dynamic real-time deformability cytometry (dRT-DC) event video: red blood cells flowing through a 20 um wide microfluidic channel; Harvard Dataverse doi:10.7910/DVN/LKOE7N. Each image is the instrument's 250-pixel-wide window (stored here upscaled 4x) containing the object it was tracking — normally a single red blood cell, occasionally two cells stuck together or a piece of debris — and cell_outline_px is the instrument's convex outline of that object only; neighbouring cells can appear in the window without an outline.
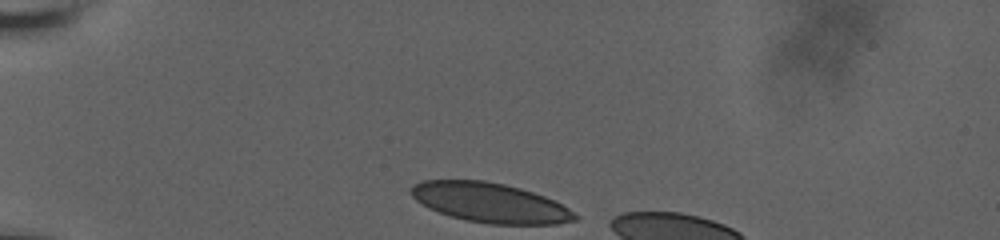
{"species": "human", "species_latin": "Homo sapiens", "temperature_condition": "room temperature", "stored_images_in_passage": 10, "camera_frame_rate_fps": 3000, "um_per_image_px": 0.085, "donor": {"sex": "male"}, "frame": {"image": 1, "passage_image": 1, "time_ms": 0.0, "image_size_px": [1000, 240], "cell_outline_px": [[580, 216], [576, 220], [556, 224], [488, 224], [464, 220], [428, 208], [416, 200], [412, 196], [408, 188], [412, 184], [424, 180], [484, 180], [504, 184], [520, 188], [544, 196], [576, 212]], "centroid_in_image_um": [41.64, 17.23], "position_along_channel_um": 43.4, "area_um2": 37.92}}
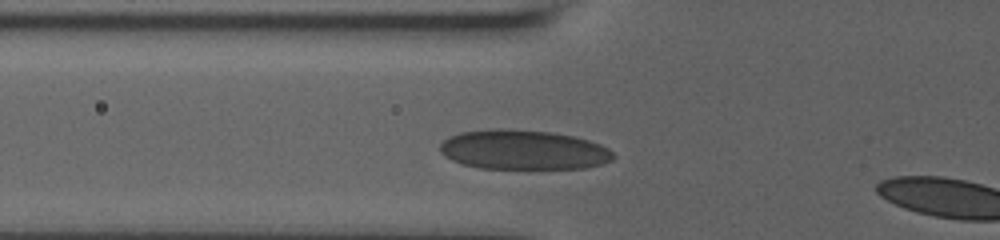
{"frame": {"image": 2, "passage_image": 8, "time_ms": 2.333, "image_size_px": [1000, 240], "cell_outline_px": [[616, 156], [612, 160], [600, 164], [584, 168], [480, 168], [464, 164], [452, 160], [444, 156], [440, 152], [440, 144], [448, 136], [460, 132], [492, 128], [500, 128], [552, 132], [572, 136], [588, 140], [600, 144], [608, 148]], "centroid_in_image_um": [44.46, 12.72], "position_along_channel_um": 81.3, "area_um2": 40.0}}